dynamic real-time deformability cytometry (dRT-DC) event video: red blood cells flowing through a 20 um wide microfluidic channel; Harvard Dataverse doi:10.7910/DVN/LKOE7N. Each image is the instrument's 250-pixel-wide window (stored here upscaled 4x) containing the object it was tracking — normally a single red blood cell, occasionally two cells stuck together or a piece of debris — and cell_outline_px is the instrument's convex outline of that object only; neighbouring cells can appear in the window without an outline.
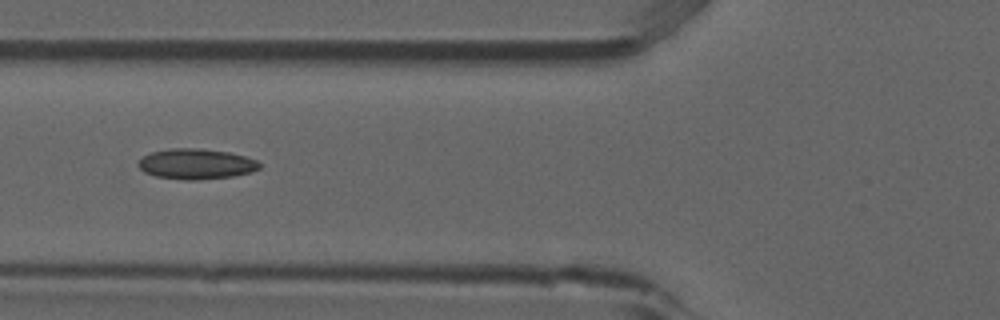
{"species": "common noctule bat (a hibernating species)", "species_latin": "Nyctalus noctula", "temperature_condition": "room temperature", "stored_images_in_passage": 6, "camera_frame_rate_fps": 3000, "um_per_image_px": 0.085, "animal": {"sex": "male", "forearm_length_mm": 52.5}, "frame": {"image": 1, "passage_image": 3, "time_ms": 0.667, "image_size_px": [1000, 320], "cell_outline_px": [[260, 168], [248, 172], [232, 176], [196, 180], [184, 180], [156, 176], [144, 172], [136, 164], [144, 156], [152, 152], [168, 148], [200, 148], [228, 152], [244, 156], [256, 160], [260, 164]], "centroid_in_image_um": [16.64, 13.93], "position_along_channel_um": 109.2, "area_um2": 21.33}}
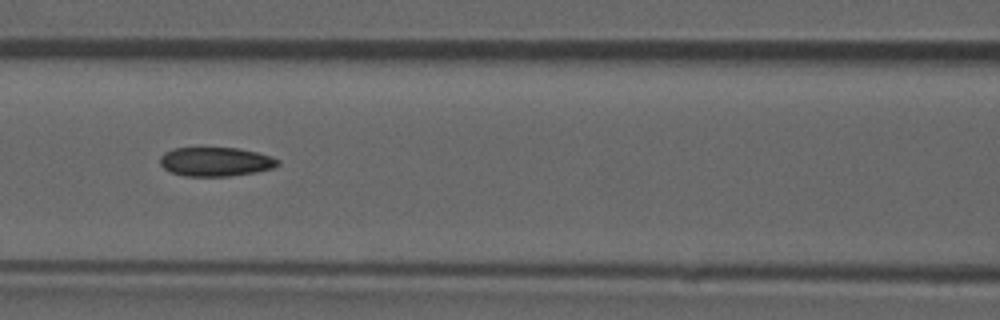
{"frame": {"image": 2, "passage_image": 4, "time_ms": 1.0, "image_size_px": [1000, 320], "cell_outline_px": [[280, 164], [272, 168], [256, 172], [228, 176], [184, 176], [172, 172], [164, 168], [160, 164], [160, 156], [164, 152], [176, 148], [236, 148], [256, 152], [272, 156], [280, 160]], "centroid_in_image_um": [18.34, 13.74], "position_along_channel_um": 148.3, "area_um2": 19.88}}